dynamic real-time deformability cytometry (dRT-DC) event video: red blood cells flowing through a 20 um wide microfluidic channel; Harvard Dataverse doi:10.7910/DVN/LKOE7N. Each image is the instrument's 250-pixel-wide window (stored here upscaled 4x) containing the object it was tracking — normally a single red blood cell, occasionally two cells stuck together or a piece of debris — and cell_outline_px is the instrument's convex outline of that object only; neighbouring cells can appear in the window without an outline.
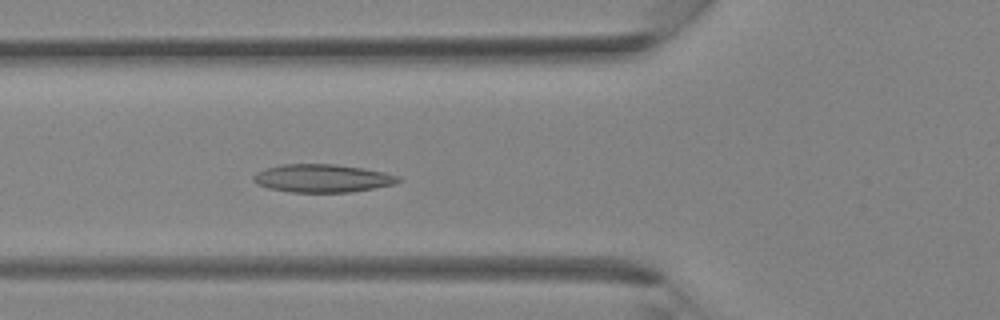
{"species": "Egyptian fruit bat (a non-hibernating species)", "species_latin": "Rousettus aegyptiacus", "temperature_condition": "room temperature", "stored_images_in_passage": 37, "camera_frame_rate_fps": 3000, "um_per_image_px": 0.085, "animal": {"sex": "female"}, "frame": {"image": 1, "passage_image": 14, "time_ms": 4.333, "image_size_px": [1000, 320], "cell_outline_px": [[404, 180], [396, 184], [352, 192], [292, 192], [268, 188], [256, 184], [252, 180], [252, 176], [256, 172], [264, 168], [280, 164], [336, 164], [364, 168], [384, 172], [400, 176]], "centroid_in_image_um": [27.41, 15.15], "position_along_channel_um": 98.4, "area_um2": 24.04}}
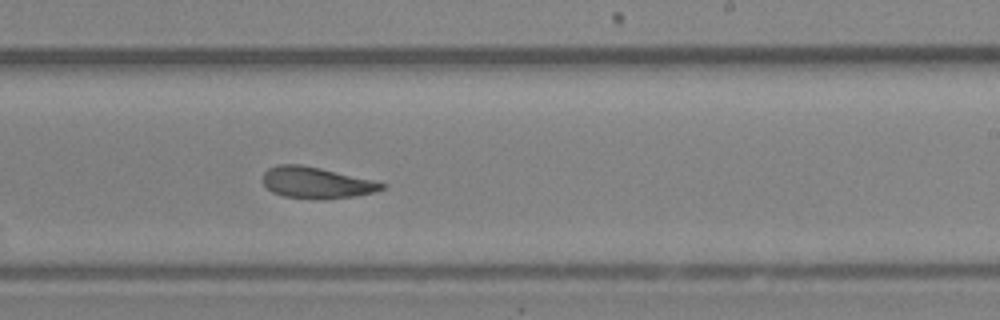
{"frame": {"image": 2, "passage_image": 23, "time_ms": 7.333, "image_size_px": [1000, 320], "cell_outline_px": [[388, 184], [384, 188], [376, 192], [356, 196], [320, 200], [284, 196], [272, 192], [264, 184], [264, 172], [268, 168], [276, 164], [300, 164], [320, 168], [372, 180]], "centroid_in_image_um": [26.9, 15.53], "position_along_channel_um": 262.1, "area_um2": 21.73}}
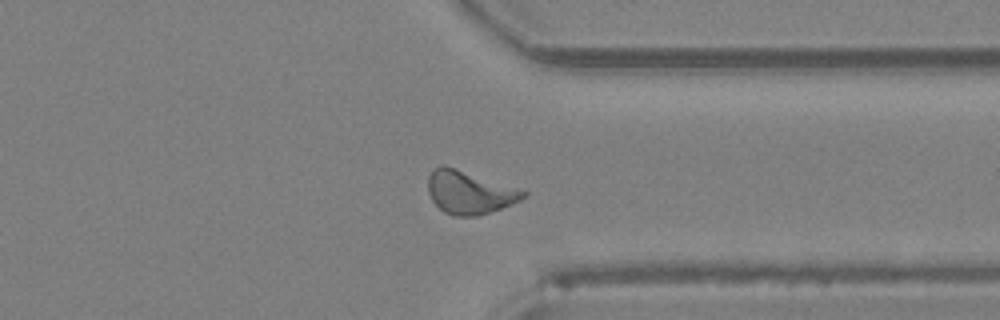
{"frame": {"image": 3, "passage_image": 29, "time_ms": 9.333, "image_size_px": [1000, 320], "cell_outline_px": [[528, 196], [520, 200], [500, 208], [476, 216], [452, 216], [444, 212], [432, 200], [428, 192], [428, 176], [432, 168], [440, 164], [444, 164], [528, 192]], "centroid_in_image_um": [39.85, 16.34], "position_along_channel_um": 371.6, "area_um2": 23.7}}